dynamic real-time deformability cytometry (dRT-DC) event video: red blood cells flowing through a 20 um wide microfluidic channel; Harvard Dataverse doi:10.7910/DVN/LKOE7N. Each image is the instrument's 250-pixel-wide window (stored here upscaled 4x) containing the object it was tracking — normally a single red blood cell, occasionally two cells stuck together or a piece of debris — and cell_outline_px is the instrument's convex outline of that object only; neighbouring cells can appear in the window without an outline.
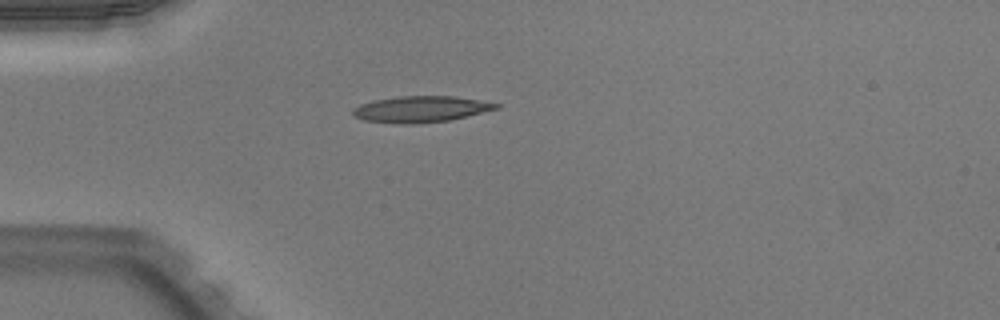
{"species": "Egyptian fruit bat (a non-hibernating species)", "species_latin": "Rousettus aegyptiacus", "temperature_condition": "warm", "stored_images_in_passage": 37, "camera_frame_rate_fps": 3000, "um_per_image_px": 0.085, "animal": {"sex": "male"}, "frame": {"image": 1, "passage_image": 1, "time_ms": 0.0, "image_size_px": [1000, 320], "cell_outline_px": [[500, 108], [448, 120], [412, 124], [404, 124], [364, 120], [356, 116], [352, 112], [352, 108], [360, 104], [376, 100], [400, 96], [452, 96], [500, 104]], "centroid_in_image_um": [35.74, 9.27], "position_along_channel_um": 49.3, "area_um2": 21.44}}
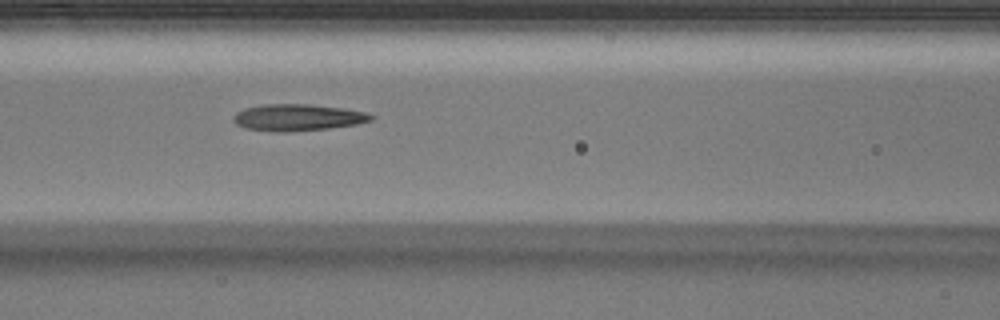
{"frame": {"image": 2, "passage_image": 9, "time_ms": 2.667, "image_size_px": [1000, 320], "cell_outline_px": [[376, 116], [372, 120], [356, 124], [328, 128], [284, 132], [280, 132], [244, 128], [236, 124], [232, 120], [236, 112], [244, 108], [260, 104], [308, 104], [344, 108], [364, 112]], "centroid_in_image_um": [25.28, 9.97], "position_along_channel_um": 141.3, "area_um2": 21.39}}
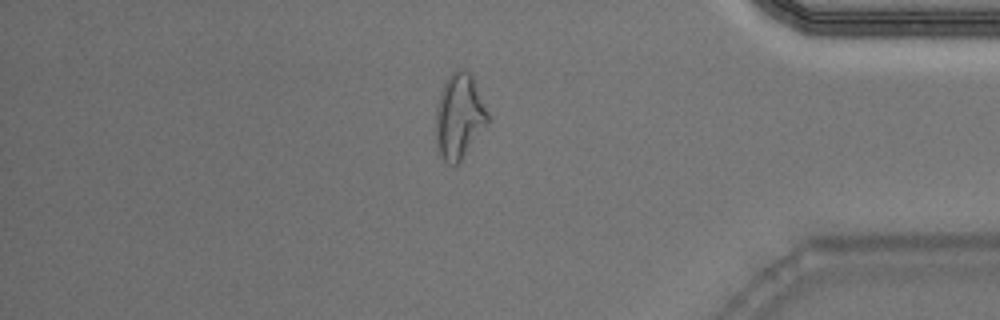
{"frame": {"image": 3, "passage_image": 30, "time_ms": 9.667, "image_size_px": [1000, 320], "cell_outline_px": [[492, 120], [460, 164], [448, 164], [440, 156], [436, 140], [436, 108], [440, 92], [448, 76], [456, 68], [464, 68], [472, 72]], "centroid_in_image_um": [39.09, 9.88], "position_along_channel_um": 396.1, "area_um2": 26.82}, "authors_computed_cell_mechanics": {"area_um2": 21.386, "velocity_mm_per_s": 4.0091, "shape_relaxation_time_tau1_ms": 8.7578, "shape_relaxation_time_tau2_ms": 2.0879, "deformation_change_tau1": 0.2714, "deformation_change_tau2": 0.1186}}